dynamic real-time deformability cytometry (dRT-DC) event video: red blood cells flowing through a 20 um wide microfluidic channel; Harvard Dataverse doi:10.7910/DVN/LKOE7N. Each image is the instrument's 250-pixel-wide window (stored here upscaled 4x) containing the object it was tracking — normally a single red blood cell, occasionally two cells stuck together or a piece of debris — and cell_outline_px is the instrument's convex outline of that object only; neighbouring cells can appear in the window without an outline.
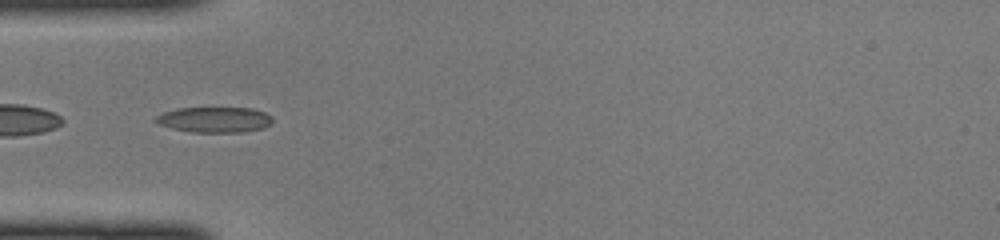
{"species": "common noctule bat (a hibernating species)", "species_latin": "Nyctalus noctula", "temperature_condition": "cold", "stored_images_in_passage": 27, "camera_frame_rate_fps": 3000, "um_per_image_px": 0.085, "animal": {"sex": "female", "body_mass_g": 22.0, "forearm_length_mm": 56.7}, "frame": {"image": 1, "passage_image": 1, "time_ms": 0.0, "image_size_px": [1000, 240], "cell_outline_px": [[272, 124], [264, 128], [244, 132], [192, 132], [172, 128], [160, 124], [156, 120], [156, 116], [164, 112], [176, 108], [252, 108], [264, 112], [272, 116]], "centroid_in_image_um": [18.29, 10.17], "position_along_channel_um": 66.7, "area_um2": 17.34}}